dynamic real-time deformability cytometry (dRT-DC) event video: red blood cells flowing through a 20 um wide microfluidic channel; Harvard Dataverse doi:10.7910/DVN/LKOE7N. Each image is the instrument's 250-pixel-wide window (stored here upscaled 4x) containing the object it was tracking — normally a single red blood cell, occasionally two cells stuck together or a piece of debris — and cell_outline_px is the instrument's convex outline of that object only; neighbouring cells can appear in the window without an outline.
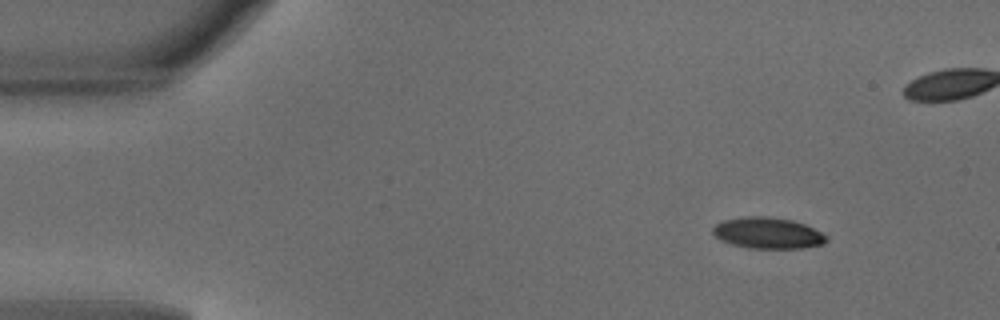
{"species": "common noctule bat (a hibernating species)", "species_latin": "Nyctalus noctula", "temperature_condition": "warm", "stored_images_in_passage": 42, "camera_frame_rate_fps": 3000, "um_per_image_px": 0.085, "animal": {"sex": "male", "body_mass_g": 18.8}, "frame": {"image": 1, "passage_image": 4, "time_ms": 1.0, "image_size_px": [1000, 320], "cell_outline_px": [[828, 240], [824, 244], [804, 248], [748, 248], [732, 244], [720, 240], [712, 232], [712, 228], [716, 224], [724, 220], [744, 216], [764, 216], [792, 220], [804, 224], [828, 236]], "centroid_in_image_um": [65.26, 19.81], "position_along_channel_um": 19.7, "area_um2": 20.63}}
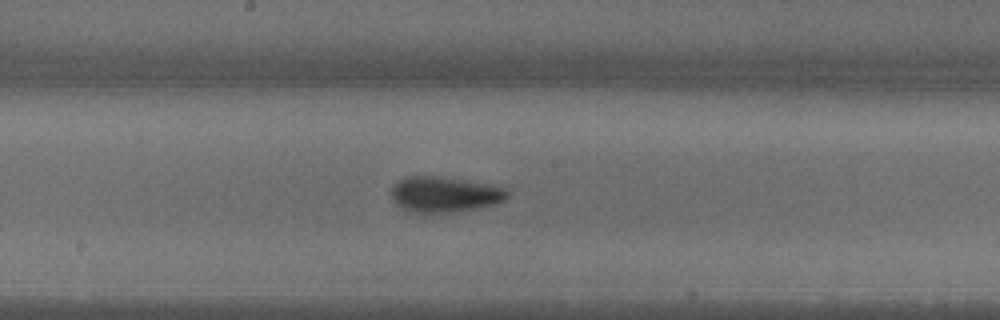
{"frame": {"image": 2, "passage_image": 24, "time_ms": 7.667, "image_size_px": [1000, 320], "cell_outline_px": [[508, 196], [504, 200], [492, 204], [476, 208], [452, 212], [424, 216], [408, 212], [400, 208], [396, 204], [392, 196], [392, 184], [408, 176], [436, 176], [492, 184], [504, 188], [508, 192]], "centroid_in_image_um": [37.72, 16.56], "position_along_channel_um": 210.5, "area_um2": 24.51}}
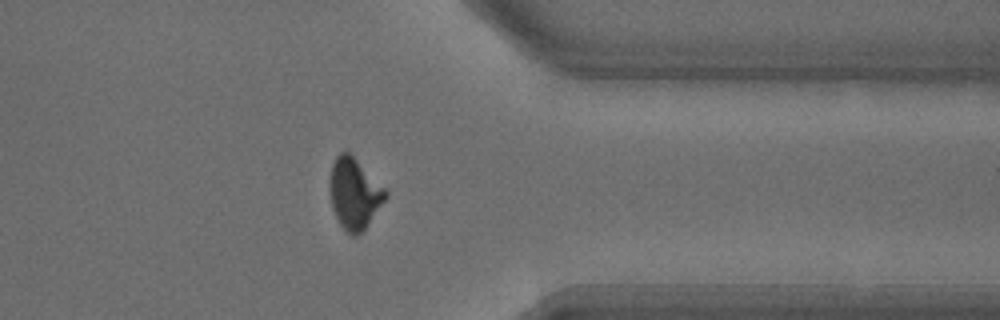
{"frame": {"image": 3, "passage_image": 37, "time_ms": 12.0, "image_size_px": [1000, 320], "cell_outline_px": [[388, 196], [368, 224], [356, 236], [352, 236], [340, 224], [332, 208], [328, 184], [332, 164], [336, 156], [340, 152], [348, 152], [388, 192]], "centroid_in_image_um": [30.09, 16.46], "position_along_channel_um": 381.3, "area_um2": 22.6}}